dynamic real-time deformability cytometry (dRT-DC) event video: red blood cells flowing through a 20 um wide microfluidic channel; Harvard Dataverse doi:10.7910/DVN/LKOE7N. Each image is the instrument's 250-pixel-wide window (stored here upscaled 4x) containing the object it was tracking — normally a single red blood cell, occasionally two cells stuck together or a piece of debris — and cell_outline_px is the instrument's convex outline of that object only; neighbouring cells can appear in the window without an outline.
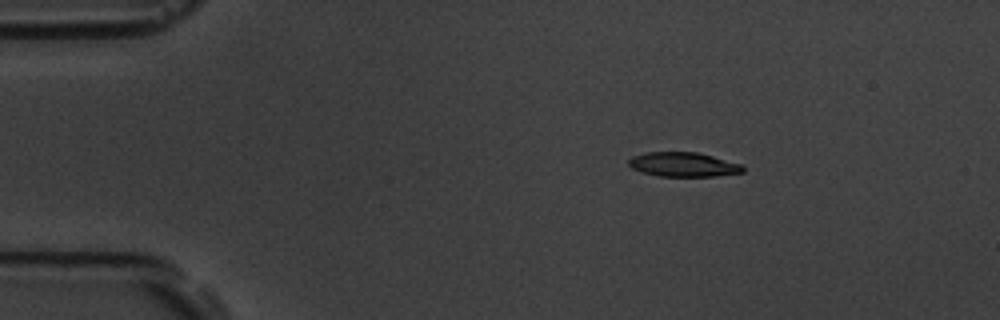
{"species": "common noctule bat (a hibernating species)", "species_latin": "Nyctalus noctula", "temperature_condition": "room temperature", "stored_images_in_passage": 3, "camera_frame_rate_fps": 3000, "um_per_image_px": 0.085, "animal": {"sex": "male", "body_mass_g": 19.5, "forearm_length_mm": 54.6}, "frame": {"image": 1, "passage_image": 1, "time_ms": 0.0, "image_size_px": [1000, 320], "cell_outline_px": [[744, 172], [716, 176], [660, 176], [644, 172], [632, 168], [628, 164], [628, 160], [632, 156], [644, 152], [696, 152], [744, 164]], "centroid_in_image_um": [58.11, 13.97], "position_along_channel_um": 26.9, "area_um2": 16.24}}